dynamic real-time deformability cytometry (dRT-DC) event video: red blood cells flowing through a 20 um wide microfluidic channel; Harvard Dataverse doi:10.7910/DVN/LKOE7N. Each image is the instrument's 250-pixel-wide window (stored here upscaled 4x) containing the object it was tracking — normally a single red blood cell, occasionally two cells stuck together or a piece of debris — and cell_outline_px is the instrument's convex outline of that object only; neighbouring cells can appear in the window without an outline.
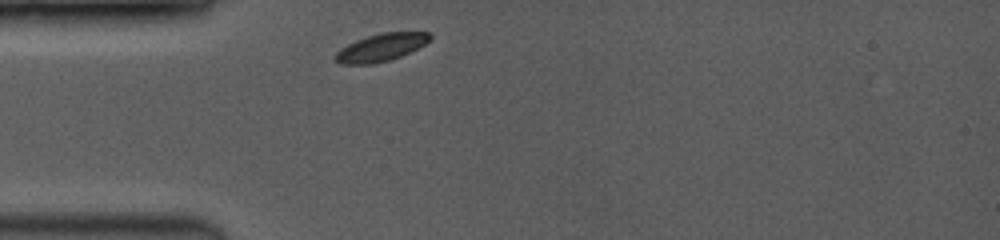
{"species": "common noctule bat (a hibernating species)", "species_latin": "Nyctalus noctula", "temperature_condition": "room temperature", "stored_images_in_passage": 34, "camera_frame_rate_fps": 3500, "um_per_image_px": 0.085, "animal": {"sex": "female", "body_mass_g": 19.0, "forearm_length_mm": 53.3}, "frame": {"image": 1, "passage_image": 1, "time_ms": 0.0, "image_size_px": [1000, 240], "cell_outline_px": [[432, 36], [424, 44], [400, 56], [388, 60], [372, 64], [340, 64], [332, 60], [332, 56], [340, 48], [356, 40], [380, 32], [432, 32]], "centroid_in_image_um": [32.31, 4.03], "position_along_channel_um": 52.7, "area_um2": 15.2}}
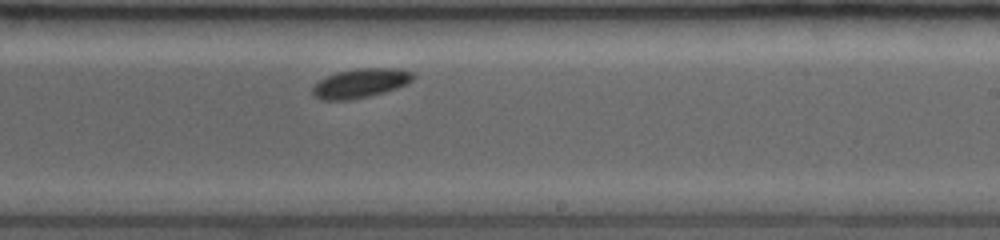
{"frame": {"image": 2, "passage_image": 20, "time_ms": 5.429, "image_size_px": [1000, 240], "cell_outline_px": [[416, 76], [408, 84], [384, 92], [368, 96], [348, 100], [320, 100], [312, 92], [312, 88], [320, 80], [336, 72], [356, 68], [400, 68], [412, 72]], "centroid_in_image_um": [30.68, 7.06], "position_along_channel_um": 258.3, "area_um2": 17.11}}
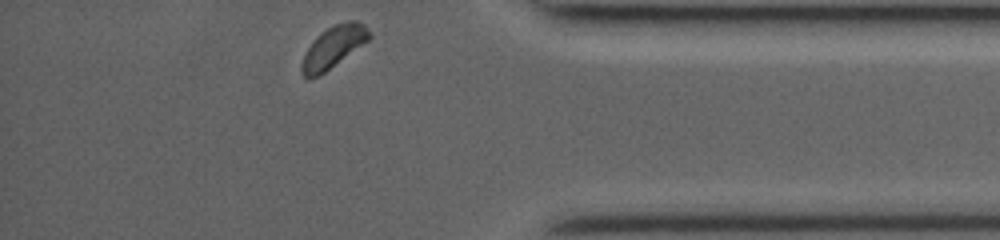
{"frame": {"image": 3, "passage_image": 34, "time_ms": 9.429, "image_size_px": [1000, 240], "cell_outline_px": [[372, 36], [368, 40], [324, 72], [308, 80], [300, 72], [300, 64], [304, 52], [316, 36], [328, 28], [336, 24], [348, 20], [356, 20], [364, 24], [368, 28]], "centroid_in_image_um": [28.3, 3.99], "position_along_channel_um": 406.9, "area_um2": 16.3}, "authors_computed_cell_mechanics": {"area_um2": 16.5308, "velocity_mm_per_s": 3.942, "shape_relaxation_time_tau1_ms": 0.7861, "shape_relaxation_time_tau2_ms": null, "deformation_change_tau1": 0.0166, "deformation_change_tau2": null}}